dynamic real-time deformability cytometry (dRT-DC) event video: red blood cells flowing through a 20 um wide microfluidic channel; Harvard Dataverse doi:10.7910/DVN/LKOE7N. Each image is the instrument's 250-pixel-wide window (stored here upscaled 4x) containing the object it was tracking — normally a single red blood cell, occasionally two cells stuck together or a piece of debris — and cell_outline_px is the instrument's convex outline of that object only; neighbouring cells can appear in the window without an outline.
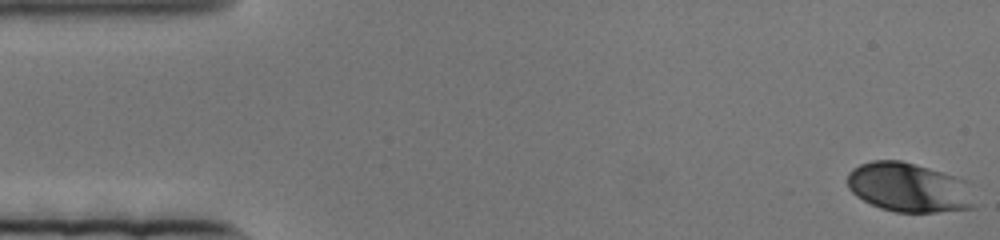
{"species": "human", "species_latin": "Homo sapiens", "temperature_condition": "cold", "stored_images_in_passage": 84, "camera_frame_rate_fps": 3000, "um_per_image_px": 0.085, "donor": {"sex": "female"}, "frame": {"image": 1, "passage_image": 1, "time_ms": 0.0, "image_size_px": [1000, 240], "cell_outline_px": [[976, 204], [972, 208], [936, 212], [896, 212], [880, 208], [856, 196], [848, 188], [848, 172], [852, 168], [860, 164], [872, 160], [900, 160], [956, 176], [968, 180]], "centroid_in_image_um": [77.28, 15.93], "position_along_channel_um": 7.7, "area_um2": 36.82}}
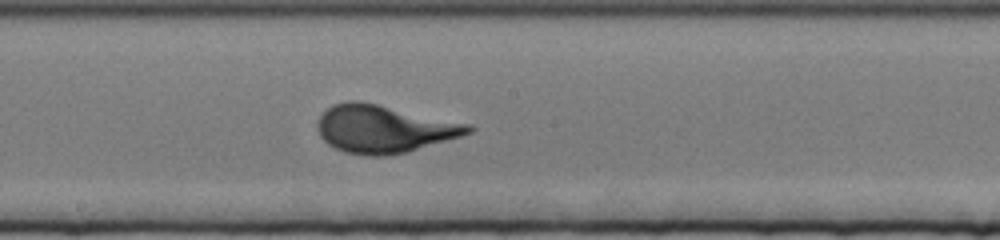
{"frame": {"image": 2, "passage_image": 44, "time_ms": 14.333, "image_size_px": [1000, 240], "cell_outline_px": [[476, 128], [472, 132], [460, 136], [408, 152], [384, 156], [368, 156], [344, 152], [328, 144], [320, 136], [316, 128], [316, 124], [320, 116], [332, 104], [348, 100], [356, 100], [376, 104], [472, 124]], "centroid_in_image_um": [32.62, 10.96], "position_along_channel_um": 215.6, "area_um2": 41.91}}
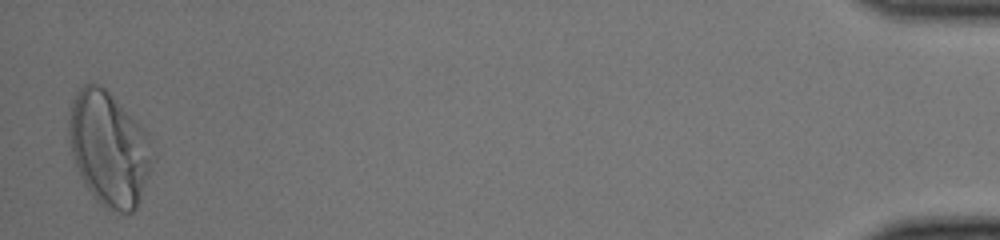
{"frame": {"image": 3, "passage_image": 83, "time_ms": 27.333, "image_size_px": [1000, 240], "cell_outline_px": [[156, 160], [136, 208], [132, 212], [120, 212], [108, 208], [100, 204], [96, 200], [84, 184], [80, 176], [72, 152], [68, 128], [68, 120], [72, 100], [76, 92], [84, 84], [100, 84], [140, 124], [148, 136], [156, 152]], "centroid_in_image_um": [9.3, 12.65], "position_along_channel_um": 425.9, "area_um2": 55.72}}